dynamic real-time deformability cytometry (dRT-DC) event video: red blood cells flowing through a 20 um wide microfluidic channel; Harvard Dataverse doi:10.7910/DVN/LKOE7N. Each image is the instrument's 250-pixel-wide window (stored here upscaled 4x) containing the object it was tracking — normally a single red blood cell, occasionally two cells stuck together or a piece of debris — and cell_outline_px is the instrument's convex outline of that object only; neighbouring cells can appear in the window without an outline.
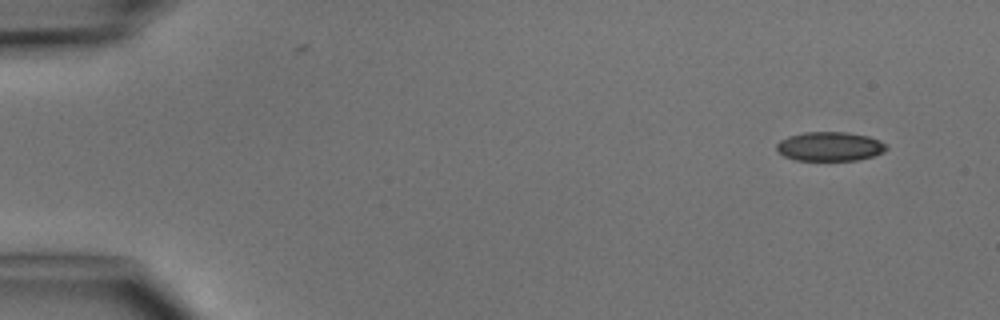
{"species": "common noctule bat (a hibernating species)", "species_latin": "Nyctalus noctula", "temperature_condition": "cold", "stored_images_in_passage": 5, "camera_frame_rate_fps": 3000, "um_per_image_px": 0.085, "animal": {"sex": "male", "body_mass_g": 15.6}, "frame": {"image": 1, "passage_image": 1, "time_ms": 0.0, "image_size_px": [1000, 320], "cell_outline_px": [[888, 148], [884, 152], [872, 156], [856, 160], [796, 160], [784, 156], [776, 148], [776, 144], [780, 140], [788, 136], [804, 132], [848, 132], [868, 136], [880, 140], [888, 144]], "centroid_in_image_um": [70.56, 12.44], "position_along_channel_um": 14.4, "area_um2": 18.73}}
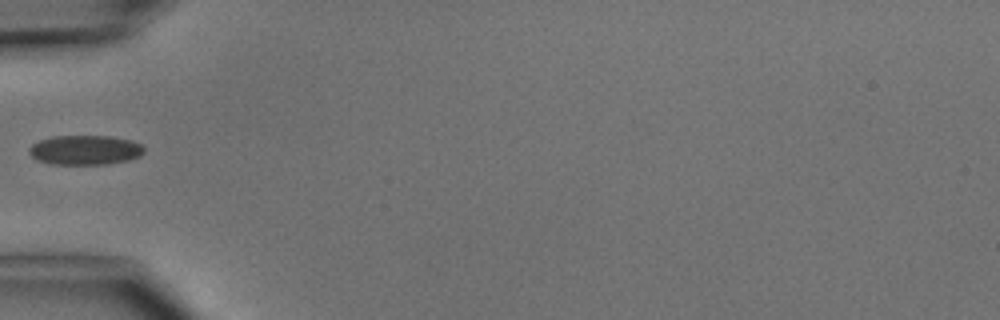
{"frame": {"image": 2, "passage_image": 4, "time_ms": 4.333, "image_size_px": [1000, 320], "cell_outline_px": [[144, 152], [140, 156], [128, 160], [108, 164], [52, 164], [36, 160], [28, 152], [28, 148], [32, 144], [40, 140], [52, 136], [108, 136], [132, 140], [140, 144], [144, 148]], "centroid_in_image_um": [7.22, 12.75], "position_along_channel_um": 77.8, "area_um2": 19.88}}